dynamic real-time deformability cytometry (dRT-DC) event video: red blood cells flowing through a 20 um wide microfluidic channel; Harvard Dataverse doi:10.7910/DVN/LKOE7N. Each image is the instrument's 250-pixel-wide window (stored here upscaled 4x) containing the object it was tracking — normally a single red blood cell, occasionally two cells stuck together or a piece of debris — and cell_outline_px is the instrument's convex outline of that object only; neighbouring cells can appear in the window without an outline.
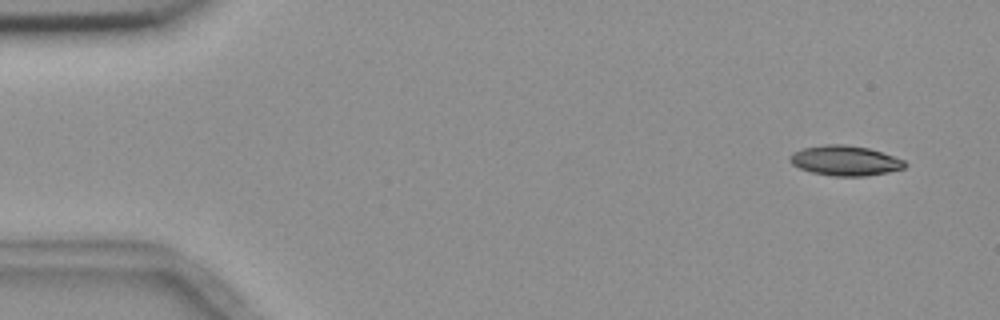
{"species": "common noctule bat (a hibernating species)", "species_latin": "Nyctalus noctula", "temperature_condition": "room temperature", "stored_images_in_passage": 10, "camera_frame_rate_fps": 3000, "um_per_image_px": 0.085, "animal": {"sex": "female", "body_mass_g": 18.4}, "frame": {"image": 1, "passage_image": 1, "time_ms": 0.0, "image_size_px": [1000, 320], "cell_outline_px": [[908, 164], [904, 168], [888, 172], [864, 176], [832, 176], [812, 172], [800, 168], [792, 164], [788, 160], [788, 156], [792, 152], [804, 148], [824, 144], [844, 144], [868, 148], [904, 160]], "centroid_in_image_um": [71.8, 13.65], "position_along_channel_um": 13.2, "area_um2": 20.06}}
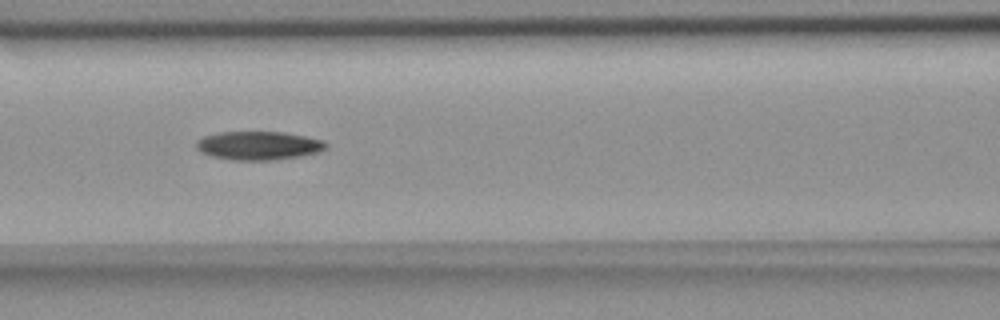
{"frame": {"image": 2, "passage_image": 7, "time_ms": 6.667, "image_size_px": [1000, 320], "cell_outline_px": [[328, 148], [320, 152], [300, 156], [276, 160], [232, 160], [212, 156], [196, 148], [196, 140], [204, 136], [216, 132], [284, 132], [324, 140], [328, 144]], "centroid_in_image_um": [22.01, 12.37], "position_along_channel_um": 144.6, "area_um2": 21.73}}
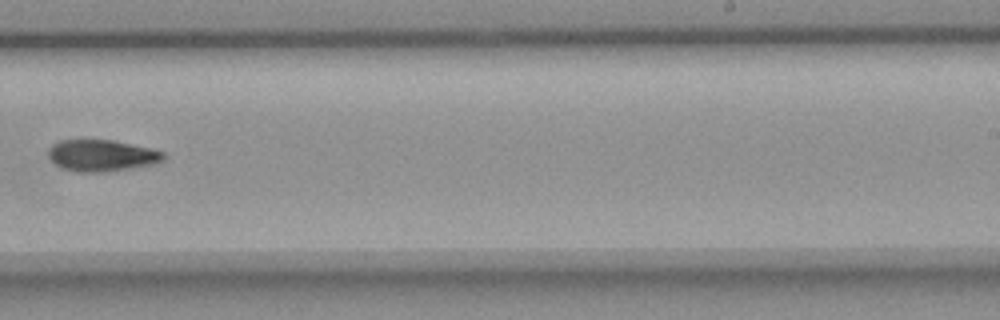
{"frame": {"image": 3, "passage_image": 10, "time_ms": 10.333, "image_size_px": [1000, 320], "cell_outline_px": [[164, 160], [152, 164], [132, 168], [104, 172], [76, 172], [64, 168], [56, 164], [48, 156], [48, 148], [52, 144], [60, 140], [112, 140], [152, 148], [164, 152]], "centroid_in_image_um": [8.64, 13.21], "position_along_channel_um": 280.4, "area_um2": 21.15}}